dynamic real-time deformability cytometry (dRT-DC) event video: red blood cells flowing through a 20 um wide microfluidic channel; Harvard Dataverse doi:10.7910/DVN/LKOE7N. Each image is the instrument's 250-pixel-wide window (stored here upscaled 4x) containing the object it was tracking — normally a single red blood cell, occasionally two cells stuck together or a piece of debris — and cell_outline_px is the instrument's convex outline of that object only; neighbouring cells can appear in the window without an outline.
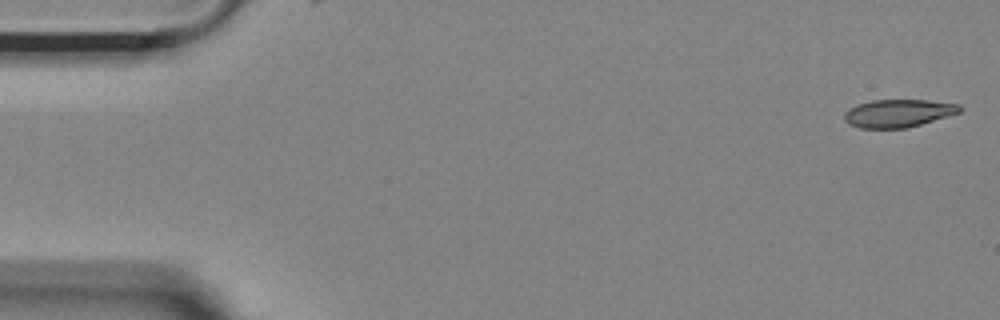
{"species": "Egyptian fruit bat (a non-hibernating species)", "species_latin": "Rousettus aegyptiacus", "temperature_condition": "room temperature", "stored_images_in_passage": 17, "camera_frame_rate_fps": 3000, "um_per_image_px": 0.085, "animal": {"sex": "female"}, "frame": {"image": 1, "passage_image": 1, "time_ms": 0.0, "image_size_px": [1000, 320], "cell_outline_px": [[964, 108], [960, 112], [908, 128], [860, 128], [848, 124], [844, 120], [844, 112], [848, 108], [856, 104], [872, 100], [928, 100], [960, 104]], "centroid_in_image_um": [76.33, 9.62], "position_along_channel_um": 8.7, "area_um2": 18.9}}